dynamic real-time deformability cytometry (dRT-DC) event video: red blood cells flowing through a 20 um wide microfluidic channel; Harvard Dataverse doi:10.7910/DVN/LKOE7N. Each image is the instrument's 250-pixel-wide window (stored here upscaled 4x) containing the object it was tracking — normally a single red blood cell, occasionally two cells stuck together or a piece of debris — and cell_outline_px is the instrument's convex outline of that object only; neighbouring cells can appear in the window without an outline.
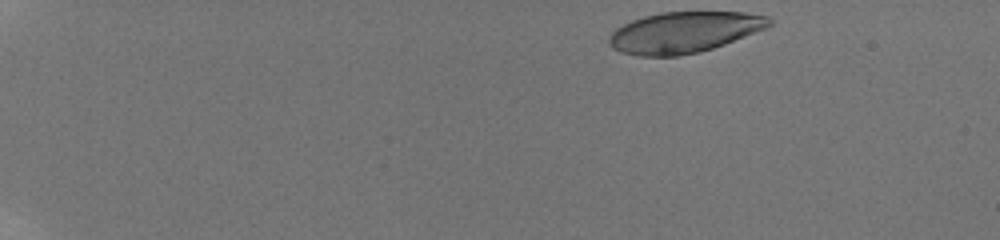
{"species": "human", "species_latin": "Homo sapiens", "temperature_condition": "room temperature", "stored_images_in_passage": 16, "camera_frame_rate_fps": 3000, "um_per_image_px": 0.085, "donor": {"sex": "male"}, "frame": {"image": 1, "passage_image": 1, "time_ms": 0.0, "image_size_px": [1000, 240], "cell_outline_px": [[772, 24], [768, 28], [724, 44], [700, 52], [676, 56], [636, 56], [620, 52], [612, 48], [608, 40], [608, 36], [616, 28], [632, 20], [644, 16], [660, 12], [744, 12], [768, 16], [772, 20]], "centroid_in_image_um": [58.15, 2.74], "position_along_channel_um": 26.9, "area_um2": 38.44}}
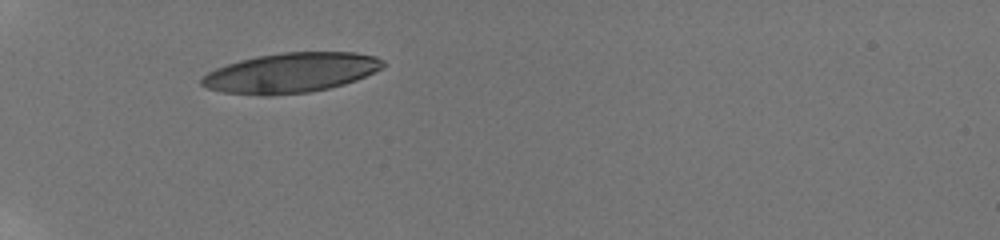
{"frame": {"image": 2, "passage_image": 10, "time_ms": 4.0, "image_size_px": [1000, 240], "cell_outline_px": [[384, 64], [380, 68], [356, 80], [344, 84], [328, 88], [308, 92], [264, 96], [260, 96], [224, 92], [208, 88], [200, 84], [200, 80], [208, 72], [216, 68], [240, 60], [256, 56], [284, 52], [356, 52], [376, 56], [384, 60]], "centroid_in_image_um": [24.71, 6.18], "position_along_channel_um": 60.3, "area_um2": 41.91}}
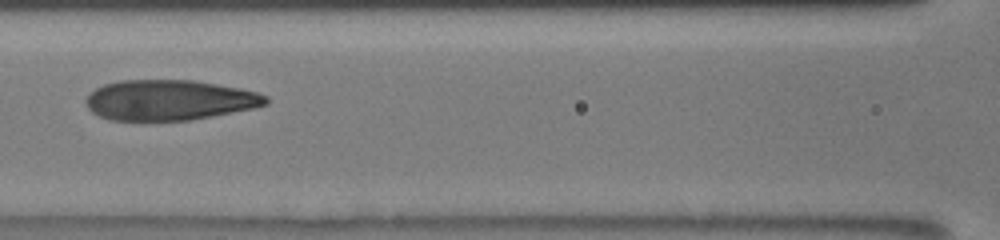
{"frame": {"image": 3, "passage_image": 15, "time_ms": 7.0, "image_size_px": [1000, 240], "cell_outline_px": [[268, 104], [256, 108], [192, 120], [108, 120], [92, 112], [88, 108], [84, 100], [88, 92], [104, 84], [120, 80], [192, 80], [240, 88], [256, 92], [268, 96]], "centroid_in_image_um": [14.39, 8.51], "position_along_channel_um": 152.2, "area_um2": 42.6}}